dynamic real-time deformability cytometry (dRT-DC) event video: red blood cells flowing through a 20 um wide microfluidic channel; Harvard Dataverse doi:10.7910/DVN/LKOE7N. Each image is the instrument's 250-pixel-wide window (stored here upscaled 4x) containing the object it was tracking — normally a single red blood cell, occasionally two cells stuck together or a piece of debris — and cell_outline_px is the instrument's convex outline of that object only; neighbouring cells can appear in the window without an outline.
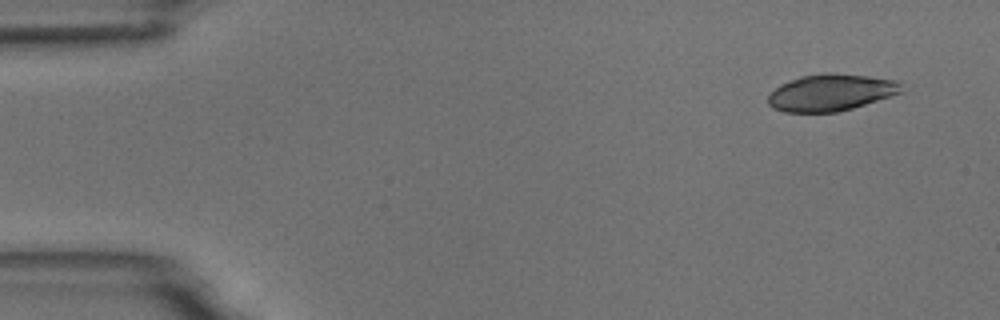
{"species": "common noctule bat (a hibernating species)", "species_latin": "Nyctalus noctula", "temperature_condition": "room temperature", "stored_images_in_passage": 7, "camera_frame_rate_fps": 3000, "um_per_image_px": 0.085, "animal": {"sex": "male", "body_mass_g": 18.8}, "frame": {"image": 1, "passage_image": 1, "time_ms": 0.0, "image_size_px": [1000, 320], "cell_outline_px": [[904, 92], [852, 108], [836, 112], [784, 112], [772, 108], [768, 104], [768, 96], [780, 84], [800, 76], [824, 72], [832, 72], [868, 76], [896, 80], [900, 84]], "centroid_in_image_um": [70.62, 7.85], "position_along_channel_um": 14.4, "area_um2": 28.67}}